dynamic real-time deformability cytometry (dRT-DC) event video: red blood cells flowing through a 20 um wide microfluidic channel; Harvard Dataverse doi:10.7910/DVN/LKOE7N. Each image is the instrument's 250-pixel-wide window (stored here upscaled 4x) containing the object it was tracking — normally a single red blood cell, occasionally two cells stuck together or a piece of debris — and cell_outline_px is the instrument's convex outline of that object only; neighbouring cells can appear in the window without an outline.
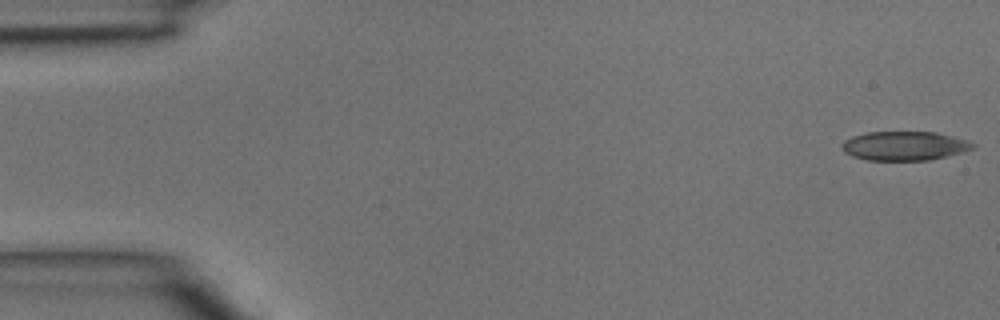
{"species": "common noctule bat (a hibernating species)", "species_latin": "Nyctalus noctula", "temperature_condition": "room temperature", "stored_images_in_passage": 3, "camera_frame_rate_fps": 3000, "um_per_image_px": 0.085, "animal": {"sex": "male", "body_mass_g": 15.6}, "frame": {"image": 1, "passage_image": 1, "time_ms": 0.0, "image_size_px": [1000, 320], "cell_outline_px": [[976, 148], [964, 152], [928, 160], [868, 160], [852, 156], [844, 152], [840, 148], [840, 144], [844, 140], [852, 136], [868, 132], [936, 132], [952, 136], [976, 144]], "centroid_in_image_um": [76.85, 12.4], "position_along_channel_um": 8.1, "area_um2": 22.25}}